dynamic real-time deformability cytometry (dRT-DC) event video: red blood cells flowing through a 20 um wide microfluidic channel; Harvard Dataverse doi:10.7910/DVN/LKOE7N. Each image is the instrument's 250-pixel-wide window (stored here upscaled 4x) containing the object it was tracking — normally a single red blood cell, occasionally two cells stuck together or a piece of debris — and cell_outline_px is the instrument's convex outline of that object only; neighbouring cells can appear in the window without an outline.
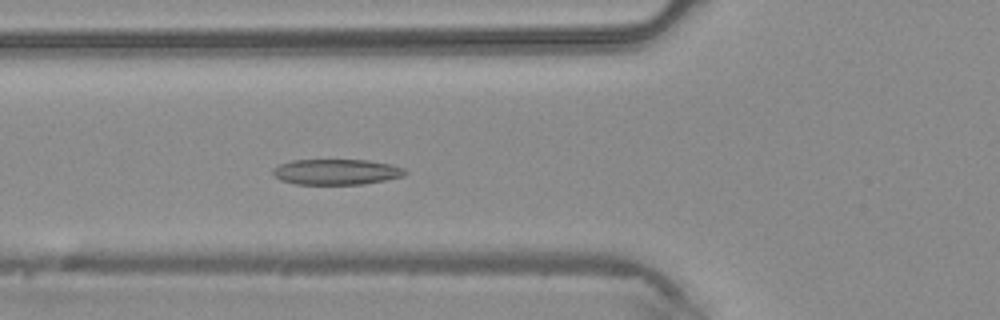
{"species": "common noctule bat (a hibernating species)", "species_latin": "Nyctalus noctula", "temperature_condition": "warm", "stored_images_in_passage": 45, "camera_frame_rate_fps": 3000, "um_per_image_px": 0.085, "animal": {"sex": "male", "body_mass_g": 20.4}, "frame": {"image": 1, "passage_image": 16, "time_ms": 5.0, "image_size_px": [1000, 320], "cell_outline_px": [[408, 172], [404, 176], [364, 184], [296, 184], [280, 180], [272, 172], [272, 168], [280, 164], [292, 160], [368, 160], [392, 164], [404, 168]], "centroid_in_image_um": [28.61, 14.6], "position_along_channel_um": 97.2, "area_um2": 19.77}}
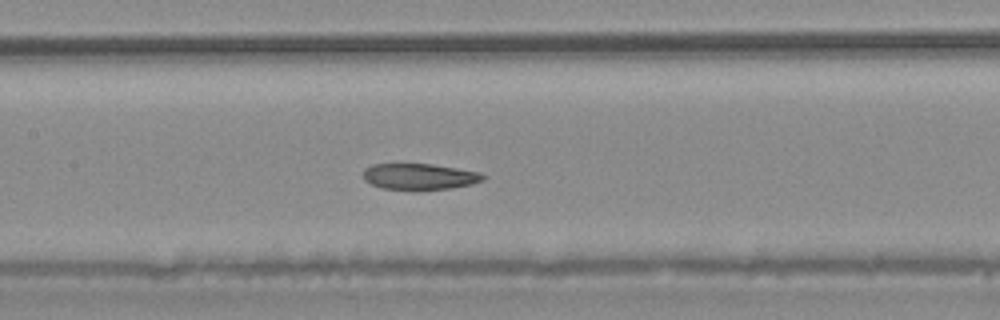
{"frame": {"image": 2, "passage_image": 21, "time_ms": 6.667, "image_size_px": [1000, 320], "cell_outline_px": [[488, 176], [484, 180], [472, 184], [452, 188], [380, 188], [364, 180], [364, 168], [372, 164], [432, 164], [480, 172]], "centroid_in_image_um": [35.69, 14.98], "position_along_channel_um": 171.7, "area_um2": 17.86}}
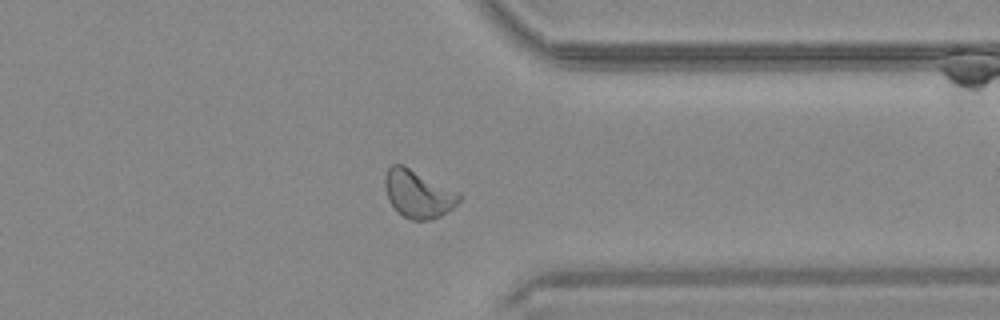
{"frame": {"image": 3, "passage_image": 35, "time_ms": 11.333, "image_size_px": [1000, 320], "cell_outline_px": [[464, 196], [452, 208], [440, 216], [432, 220], [412, 220], [404, 216], [388, 200], [384, 184], [384, 180], [388, 168], [392, 164], [400, 164], [460, 192]], "centroid_in_image_um": [35.56, 16.49], "position_along_channel_um": 375.8, "area_um2": 20.4}}